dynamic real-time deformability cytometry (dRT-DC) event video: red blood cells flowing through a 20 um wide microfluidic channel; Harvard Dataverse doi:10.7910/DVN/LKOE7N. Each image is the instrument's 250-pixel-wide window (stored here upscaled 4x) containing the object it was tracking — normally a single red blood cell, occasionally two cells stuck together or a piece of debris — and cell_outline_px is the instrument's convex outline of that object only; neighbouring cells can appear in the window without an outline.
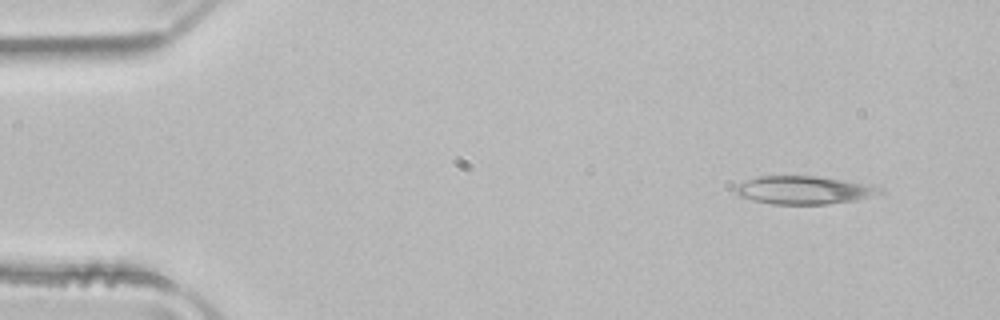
{"species": "common noctule bat (a hibernating species)", "species_latin": "Nyctalus noctula", "temperature_condition": "room temperature", "stored_images_in_passage": 47, "camera_frame_rate_fps": 3000, "um_per_image_px": 0.085, "animal": {"sex": "male", "body_mass_g": 21.5, "forearm_length_mm": 52.0}, "frame": {"image": 1, "passage_image": 1, "time_ms": 0.0, "image_size_px": [1000, 320], "cell_outline_px": [[884, 192], [856, 200], [828, 204], [772, 204], [752, 200], [740, 196], [736, 192], [736, 184], [756, 176], [816, 176], [840, 180], [880, 188]], "centroid_in_image_um": [68.24, 16.16], "position_along_channel_um": 16.8, "area_um2": 23.18}}
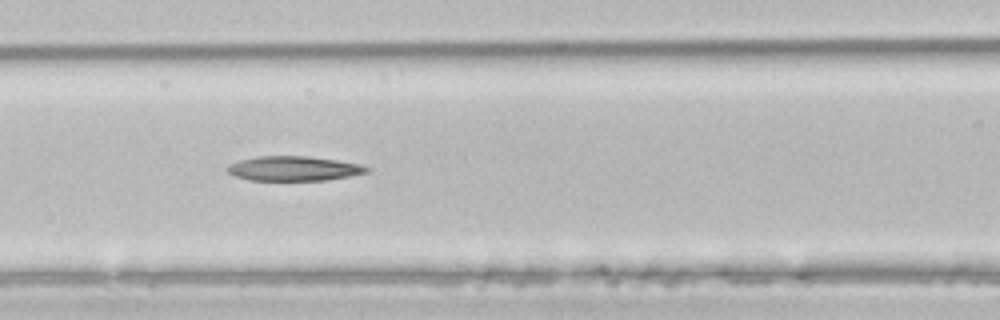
{"frame": {"image": 2, "passage_image": 18, "time_ms": 5.667, "image_size_px": [1000, 320], "cell_outline_px": [[372, 168], [368, 172], [328, 180], [248, 180], [236, 176], [228, 172], [228, 164], [240, 160], [256, 156], [308, 156], [336, 160], [360, 164]], "centroid_in_image_um": [24.98, 14.32], "position_along_channel_um": 141.6, "area_um2": 19.94}}
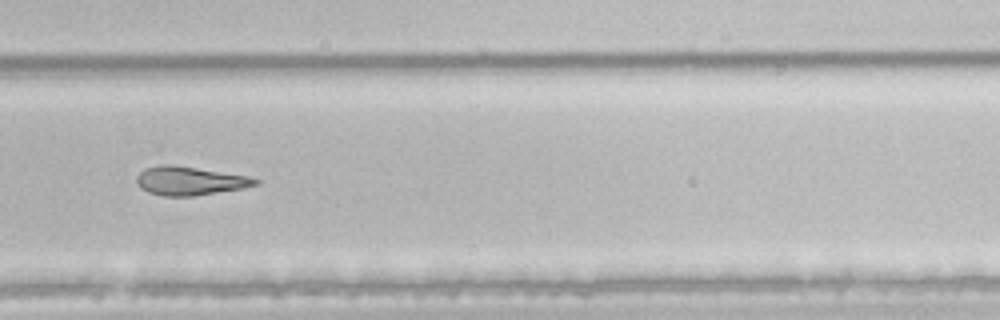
{"frame": {"image": 3, "passage_image": 31, "time_ms": 10.0, "image_size_px": [1000, 320], "cell_outline_px": [[260, 184], [244, 188], [192, 196], [164, 196], [148, 192], [140, 188], [136, 184], [136, 176], [144, 168], [160, 164], [172, 164], [248, 176], [260, 180]], "centroid_in_image_um": [16.1, 15.37], "position_along_channel_um": 313.7, "area_um2": 19.94}}